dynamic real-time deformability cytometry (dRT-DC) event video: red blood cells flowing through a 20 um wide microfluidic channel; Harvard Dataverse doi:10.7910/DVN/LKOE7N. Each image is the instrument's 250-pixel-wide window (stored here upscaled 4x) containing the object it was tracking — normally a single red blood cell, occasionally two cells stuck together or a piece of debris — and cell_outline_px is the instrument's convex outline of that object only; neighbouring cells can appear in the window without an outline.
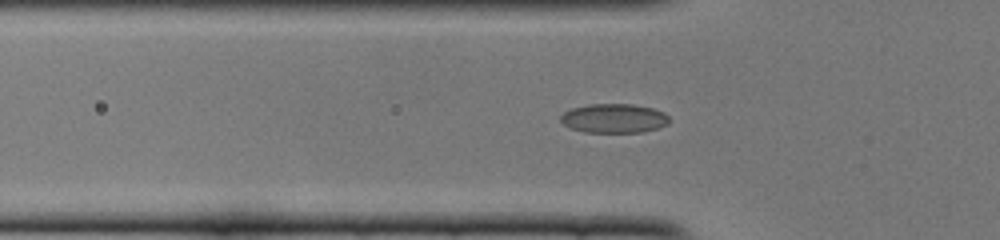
{"species": "common noctule bat (a hibernating species)", "species_latin": "Nyctalus noctula", "temperature_condition": "cold", "stored_images_in_passage": 42, "camera_frame_rate_fps": 3000, "um_per_image_px": 0.085, "animal": {"sex": "female", "body_mass_g": 22.0, "forearm_length_mm": 56.7}, "frame": {"image": 1, "passage_image": 16, "time_ms": 5.0, "image_size_px": [1000, 240], "cell_outline_px": [[668, 124], [660, 128], [640, 132], [584, 132], [568, 128], [560, 120], [560, 116], [564, 112], [572, 108], [588, 104], [632, 104], [652, 108], [664, 112], [668, 116]], "centroid_in_image_um": [52.17, 10.06], "position_along_channel_um": 73.6, "area_um2": 18.55}}
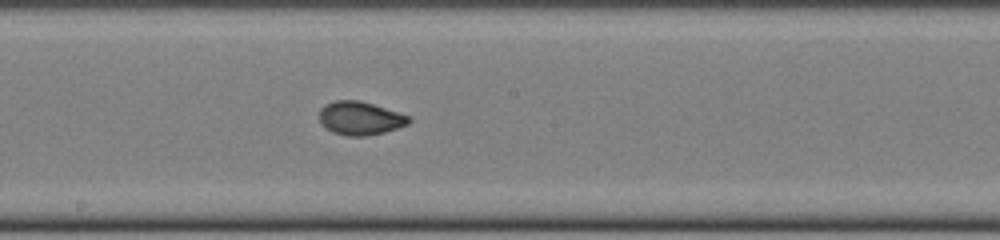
{"frame": {"image": 2, "passage_image": 27, "time_ms": 8.667, "image_size_px": [1000, 240], "cell_outline_px": [[412, 120], [408, 124], [384, 132], [364, 136], [348, 136], [332, 132], [324, 128], [320, 124], [320, 108], [324, 104], [336, 100], [360, 100], [408, 116]], "centroid_in_image_um": [30.55, 10.05], "position_along_channel_um": 217.6, "area_um2": 17.34}}
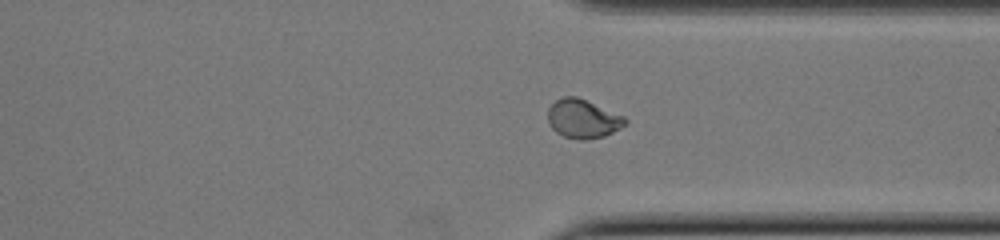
{"frame": {"image": 3, "passage_image": 38, "time_ms": 12.333, "image_size_px": [1000, 240], "cell_outline_px": [[628, 124], [604, 136], [588, 140], [580, 140], [564, 136], [556, 132], [548, 124], [548, 108], [556, 100], [564, 96], [576, 96], [624, 116], [628, 120]], "centroid_in_image_um": [49.55, 10.1], "position_along_channel_um": 361.9, "area_um2": 17.51}}